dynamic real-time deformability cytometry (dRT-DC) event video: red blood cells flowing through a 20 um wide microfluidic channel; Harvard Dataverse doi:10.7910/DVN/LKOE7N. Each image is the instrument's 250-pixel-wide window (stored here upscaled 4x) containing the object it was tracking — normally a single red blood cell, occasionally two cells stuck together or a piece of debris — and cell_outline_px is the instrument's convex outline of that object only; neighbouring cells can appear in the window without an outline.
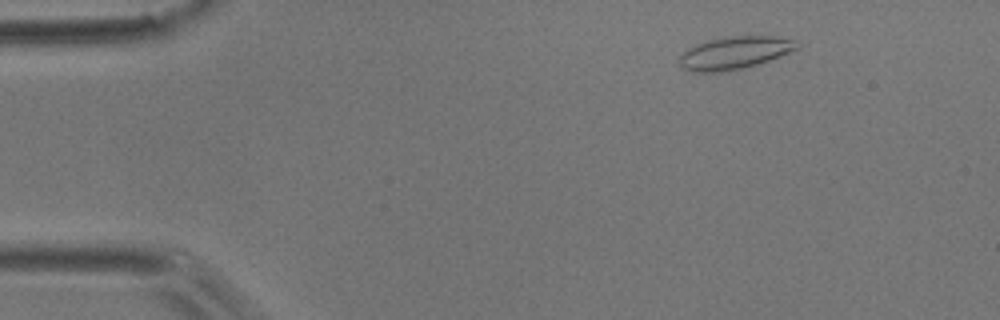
{"species": "common noctule bat (a hibernating species)", "species_latin": "Nyctalus noctula", "temperature_condition": "room temperature", "stored_images_in_passage": 52, "camera_frame_rate_fps": 3000, "um_per_image_px": 0.085, "animal": {"sex": "male", "body_mass_g": 17.9}, "frame": {"image": 1, "passage_image": 6, "time_ms": 1.667, "image_size_px": [1000, 320], "cell_outline_px": [[800, 48], [780, 56], [744, 68], [724, 72], [692, 72], [684, 68], [680, 64], [680, 56], [688, 48], [696, 44], [708, 40], [728, 36], [776, 36], [796, 40]], "centroid_in_image_um": [62.46, 4.49], "position_along_channel_um": 22.5, "area_um2": 22.31}}
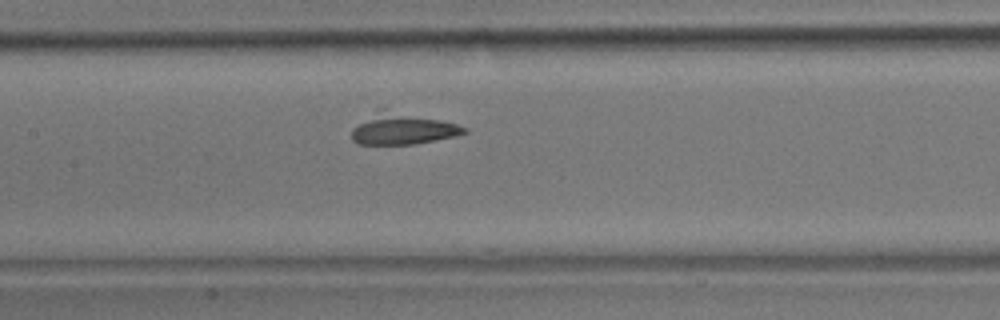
{"frame": {"image": 2, "passage_image": 24, "time_ms": 7.667, "image_size_px": [1000, 320], "cell_outline_px": [[468, 132], [456, 136], [416, 144], [356, 144], [352, 140], [352, 128], [376, 108], [384, 108], [440, 120], [456, 124], [468, 128]], "centroid_in_image_um": [34.18, 10.94], "position_along_channel_um": 173.2, "area_um2": 20.75}}
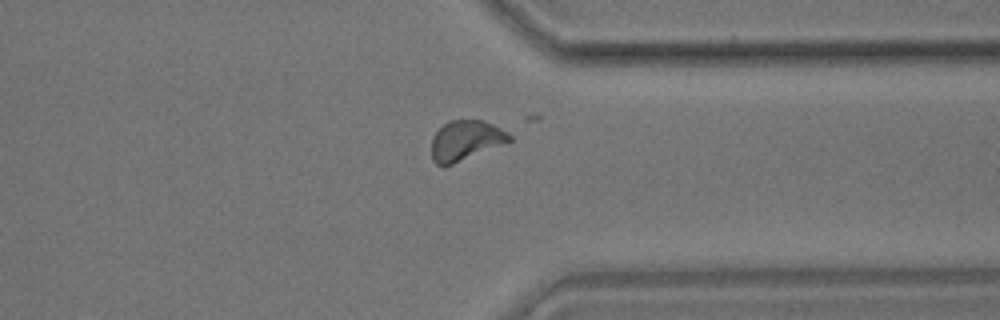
{"frame": {"image": 3, "passage_image": 40, "time_ms": 13.0, "image_size_px": [1000, 320], "cell_outline_px": [[512, 140], [444, 168], [436, 164], [432, 160], [432, 140], [436, 132], [444, 124], [452, 120], [484, 120], [508, 132], [512, 136]], "centroid_in_image_um": [39.57, 11.96], "position_along_channel_um": 371.8, "area_um2": 18.09}}